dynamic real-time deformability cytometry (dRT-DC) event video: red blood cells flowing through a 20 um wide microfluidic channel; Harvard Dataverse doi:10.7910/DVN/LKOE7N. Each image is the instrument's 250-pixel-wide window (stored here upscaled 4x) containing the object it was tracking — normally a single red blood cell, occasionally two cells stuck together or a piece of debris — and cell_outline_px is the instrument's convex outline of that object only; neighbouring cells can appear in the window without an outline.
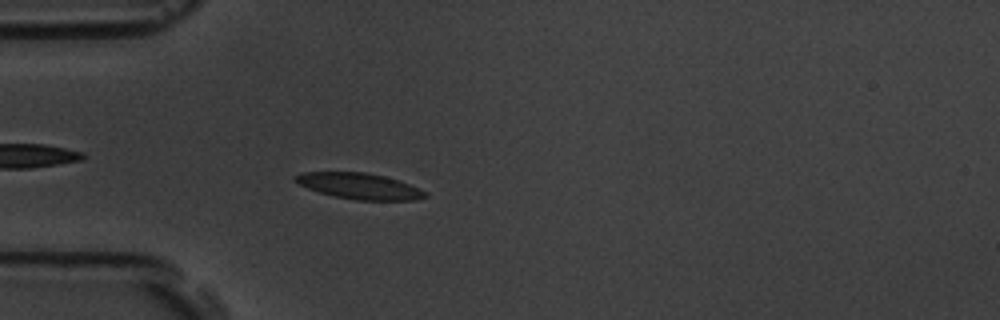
{"species": "common noctule bat (a hibernating species)", "species_latin": "Nyctalus noctula", "temperature_condition": "room temperature", "stored_images_in_passage": 55, "camera_frame_rate_fps": 3000, "um_per_image_px": 0.085, "animal": {"sex": "male", "body_mass_g": 19.5, "forearm_length_mm": 54.6}, "frame": {"image": 1, "passage_image": 16, "time_ms": 5.0, "image_size_px": [1000, 320], "cell_outline_px": [[428, 196], [416, 200], [356, 200], [336, 196], [320, 192], [308, 188], [292, 180], [292, 176], [304, 172], [364, 172], [384, 176], [408, 184], [428, 192]], "centroid_in_image_um": [30.54, 15.81], "position_along_channel_um": 54.5, "area_um2": 19.48}}
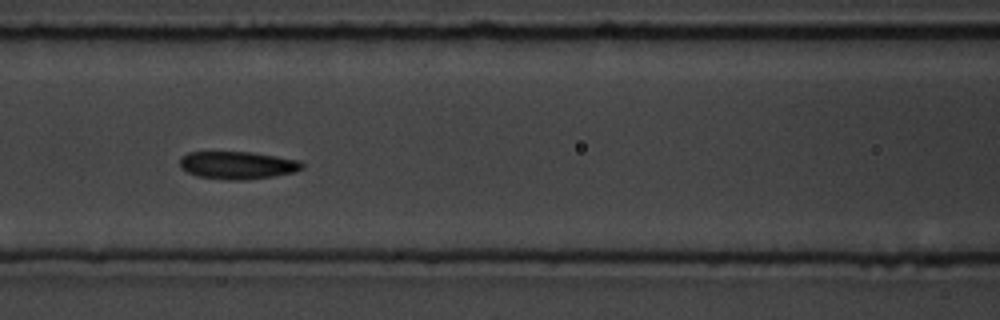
{"frame": {"image": 2, "passage_image": 24, "time_ms": 7.667, "image_size_px": [1000, 320], "cell_outline_px": [[304, 168], [296, 172], [272, 176], [244, 180], [232, 180], [196, 176], [180, 168], [180, 156], [188, 152], [252, 152], [300, 160], [304, 164]], "centroid_in_image_um": [20.2, 14.04], "position_along_channel_um": 146.4, "area_um2": 19.83}}
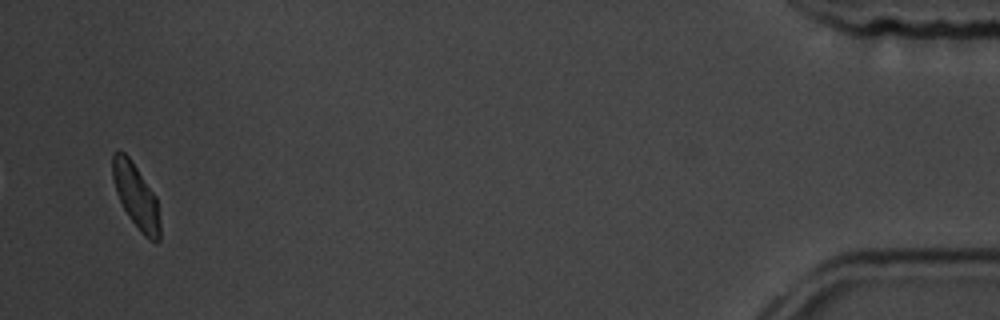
{"frame": {"image": 3, "passage_image": 53, "time_ms": 17.333, "image_size_px": [1000, 320], "cell_outline_px": [[160, 240], [156, 244], [144, 236], [140, 232], [128, 216], [116, 192], [112, 176], [112, 156], [116, 152], [124, 152], [128, 156], [156, 196], [160, 224]], "centroid_in_image_um": [11.58, 16.72], "position_along_channel_um": 423.6, "area_um2": 17.63}, "authors_computed_cell_mechanics": {"area_um2": 19.363, "velocity_mm_per_s": 3.7407, "shape_relaxation_time_tau1_ms": 3.5967, "shape_relaxation_time_tau2_ms": null, "deformation_change_tau1": 0.1235, "deformation_change_tau2": null}}